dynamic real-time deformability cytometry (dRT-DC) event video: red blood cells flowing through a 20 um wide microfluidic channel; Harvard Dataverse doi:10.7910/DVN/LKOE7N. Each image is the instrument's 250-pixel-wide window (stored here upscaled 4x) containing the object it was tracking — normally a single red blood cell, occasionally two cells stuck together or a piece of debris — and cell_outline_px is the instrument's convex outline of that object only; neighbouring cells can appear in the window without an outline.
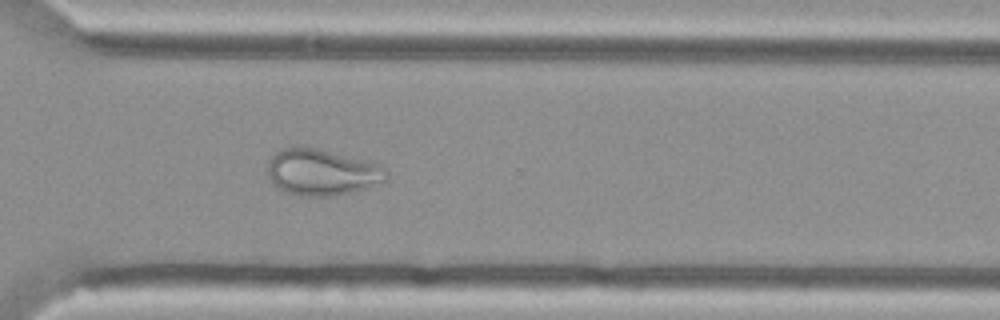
{"species": "Egyptian fruit bat (a non-hibernating species)", "species_latin": "Rousettus aegyptiacus", "temperature_condition": "cold", "stored_images_in_passage": 57, "camera_frame_rate_fps": 3000, "um_per_image_px": 0.085, "animal": {"sex": "female"}, "frame": {"image": 1, "passage_image": 41, "time_ms": 13.333, "image_size_px": [1000, 320], "cell_outline_px": [[388, 172], [384, 180], [364, 188], [336, 196], [300, 196], [288, 192], [272, 184], [268, 176], [268, 164], [272, 156], [280, 148], [316, 148], [376, 164], [384, 168]], "centroid_in_image_um": [27.3, 14.66], "position_along_channel_um": 343.3, "area_um2": 31.21}}
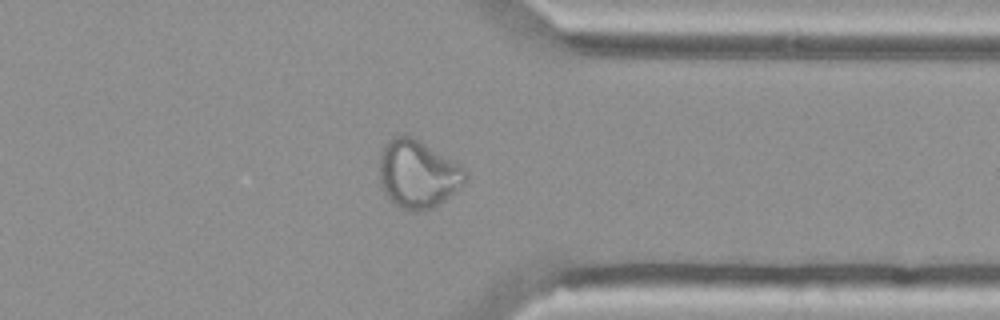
{"frame": {"image": 2, "passage_image": 44, "time_ms": 14.333, "image_size_px": [1000, 320], "cell_outline_px": [[468, 180], [464, 184], [432, 208], [416, 212], [412, 212], [396, 204], [384, 192], [380, 184], [380, 152], [384, 144], [392, 136], [400, 132], [412, 136], [420, 140], [456, 160], [464, 168], [468, 176]], "centroid_in_image_um": [35.52, 14.73], "position_along_channel_um": 375.9, "area_um2": 34.45}}